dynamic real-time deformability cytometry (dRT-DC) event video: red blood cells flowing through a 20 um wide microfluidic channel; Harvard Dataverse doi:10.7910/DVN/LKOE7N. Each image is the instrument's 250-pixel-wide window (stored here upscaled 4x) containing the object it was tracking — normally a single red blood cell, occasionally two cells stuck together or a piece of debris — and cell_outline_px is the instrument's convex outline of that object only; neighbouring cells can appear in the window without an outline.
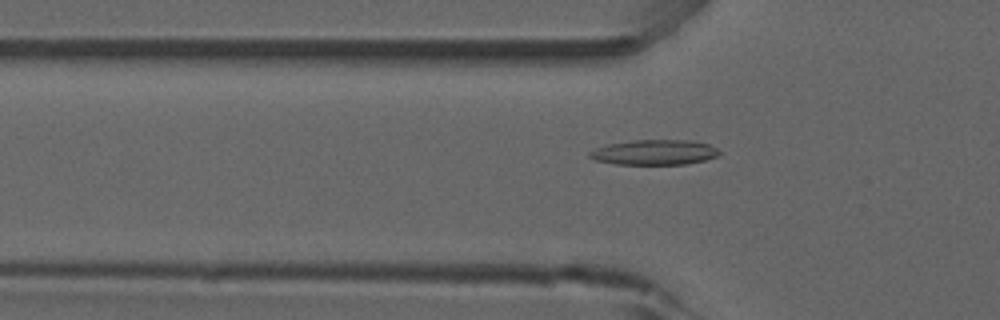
{"species": "common noctule bat (a hibernating species)", "species_latin": "Nyctalus noctula", "temperature_condition": "room temperature", "stored_images_in_passage": 44, "camera_frame_rate_fps": 3000, "um_per_image_px": 0.085, "animal": {"sex": "male", "forearm_length_mm": 52.5}, "frame": {"image": 1, "passage_image": 9, "time_ms": 2.667, "image_size_px": [1000, 320], "cell_outline_px": [[720, 152], [716, 156], [704, 160], [688, 164], [616, 164], [596, 160], [588, 156], [588, 152], [596, 148], [608, 144], [632, 140], [692, 140], [708, 144], [716, 148]], "centroid_in_image_um": [55.61, 12.94], "position_along_channel_um": 70.2, "area_um2": 18.9}}
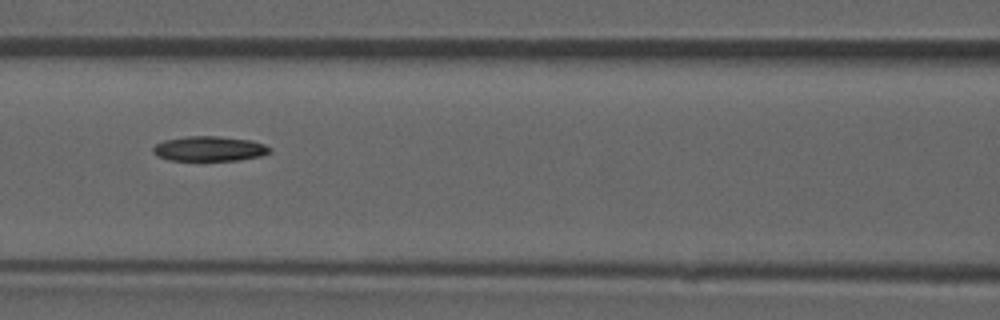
{"frame": {"image": 2, "passage_image": 15, "time_ms": 4.667, "image_size_px": [1000, 320], "cell_outline_px": [[272, 148], [268, 152], [260, 156], [240, 160], [168, 160], [156, 156], [152, 152], [152, 148], [156, 144], [164, 140], [188, 136], [220, 136], [252, 140], [264, 144]], "centroid_in_image_um": [17.77, 12.63], "position_along_channel_um": 148.8, "area_um2": 16.99}}
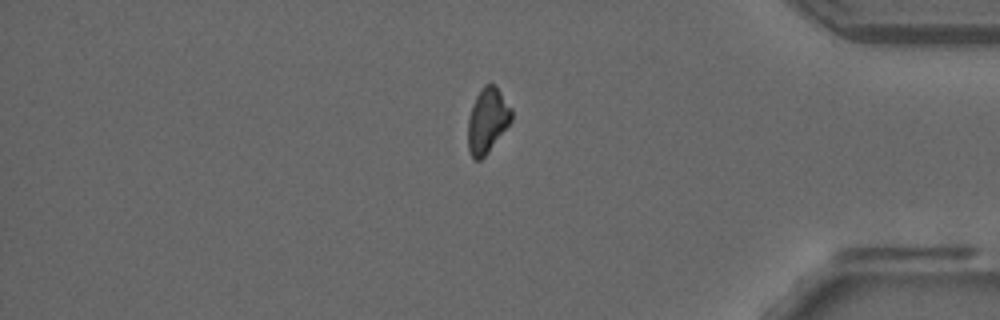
{"frame": {"image": 3, "passage_image": 36, "time_ms": 11.667, "image_size_px": [1000, 320], "cell_outline_px": [[512, 120], [484, 156], [480, 160], [476, 160], [472, 156], [468, 148], [468, 120], [472, 104], [480, 88], [484, 84], [492, 84], [500, 92], [512, 108]], "centroid_in_image_um": [41.42, 10.21], "position_along_channel_um": 393.8, "area_um2": 16.18}}